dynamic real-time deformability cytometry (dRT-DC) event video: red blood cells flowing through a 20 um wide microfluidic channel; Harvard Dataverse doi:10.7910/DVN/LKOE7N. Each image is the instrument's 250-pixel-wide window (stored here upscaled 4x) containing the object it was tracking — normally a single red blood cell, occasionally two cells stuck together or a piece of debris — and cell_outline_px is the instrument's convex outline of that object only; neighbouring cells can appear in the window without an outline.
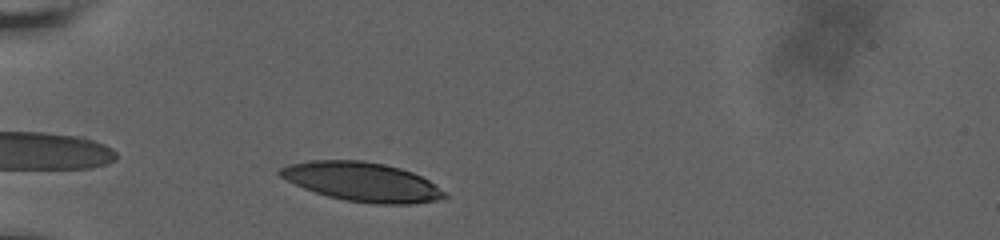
{"species": "human", "species_latin": "Homo sapiens", "temperature_condition": "room temperature", "stored_images_in_passage": 38, "camera_frame_rate_fps": 3000, "um_per_image_px": 0.085, "donor": {"sex": "male"}, "frame": {"image": 1, "passage_image": 4, "time_ms": 1.0, "image_size_px": [1000, 240], "cell_outline_px": [[448, 196], [436, 200], [408, 204], [376, 204], [344, 200], [328, 196], [304, 188], [280, 176], [276, 172], [280, 168], [288, 164], [312, 160], [364, 160], [384, 164], [400, 168], [412, 172], [428, 180], [444, 192]], "centroid_in_image_um": [30.75, 15.44], "position_along_channel_um": 54.3, "area_um2": 37.17}}
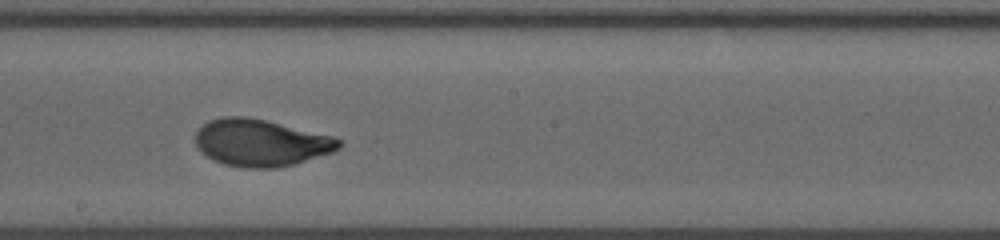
{"frame": {"image": 2, "passage_image": 22, "time_ms": 6.333, "image_size_px": [1000, 240], "cell_outline_px": [[344, 144], [340, 148], [332, 152], [292, 164], [276, 168], [240, 168], [224, 164], [212, 160], [200, 152], [196, 144], [196, 132], [208, 120], [224, 116], [244, 116], [264, 120], [336, 136], [344, 140]], "centroid_in_image_um": [22.19, 12.13], "position_along_channel_um": 226.0, "area_um2": 39.54}}
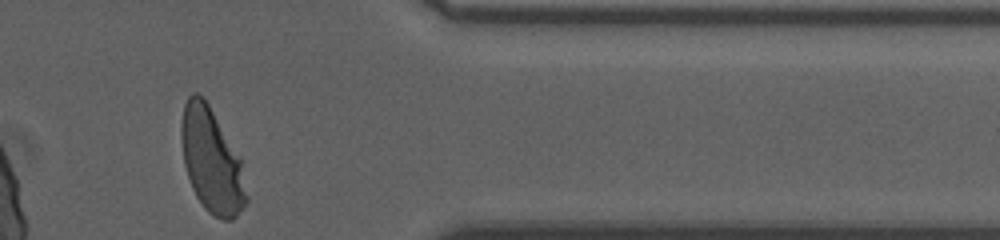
{"frame": {"image": 3, "passage_image": 38, "time_ms": 11.333, "image_size_px": [1000, 240], "cell_outline_px": [[248, 200], [236, 216], [232, 220], [224, 220], [208, 212], [204, 208], [196, 196], [192, 188], [184, 164], [180, 136], [180, 124], [184, 104], [188, 96], [192, 92], [196, 92], [208, 104], [240, 156], [248, 196]], "centroid_in_image_um": [17.98, 13.66], "position_along_channel_um": 393.4, "area_um2": 39.54}, "authors_computed_cell_mechanics": {"area_um2": 39.015, "velocity_mm_per_s": 3.627, "shape_relaxation_time_tau1_ms": 3.3087, "shape_relaxation_time_tau2_ms": null, "deformation_change_tau1": 0.1858, "deformation_change_tau2": null}}